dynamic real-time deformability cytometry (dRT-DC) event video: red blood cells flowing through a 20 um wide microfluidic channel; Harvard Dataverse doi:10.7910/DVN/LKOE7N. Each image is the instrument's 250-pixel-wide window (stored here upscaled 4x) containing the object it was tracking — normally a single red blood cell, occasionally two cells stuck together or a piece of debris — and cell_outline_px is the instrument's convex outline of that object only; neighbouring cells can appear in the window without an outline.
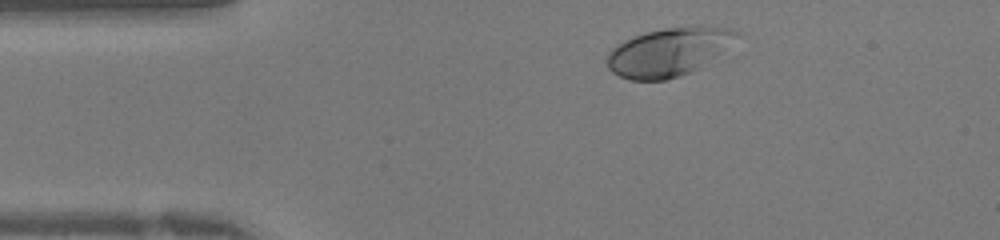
{"species": "human", "species_latin": "Homo sapiens", "temperature_condition": "warm", "stored_images_in_passage": 38, "camera_frame_rate_fps": 3000, "um_per_image_px": 0.085, "donor": {"sex": "female"}, "frame": {"image": 1, "passage_image": 3, "time_ms": 0.667, "image_size_px": [1000, 240], "cell_outline_px": [[740, 32], [700, 68], [692, 72], [680, 76], [664, 80], [628, 80], [612, 72], [608, 68], [608, 52], [612, 48], [624, 40], [632, 36], [664, 28], [700, 24], [732, 28]], "centroid_in_image_um": [56.78, 4.4], "position_along_channel_um": 28.2, "area_um2": 36.18}}
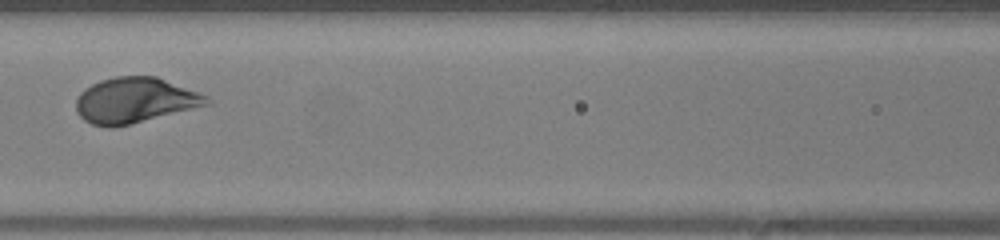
{"frame": {"image": 2, "passage_image": 14, "time_ms": 4.333, "image_size_px": [1000, 240], "cell_outline_px": [[212, 104], [132, 124], [112, 128], [108, 128], [92, 124], [84, 120], [76, 112], [76, 100], [80, 92], [84, 88], [100, 80], [116, 76], [156, 76], [200, 92], [208, 96]], "centroid_in_image_um": [11.48, 8.53], "position_along_channel_um": 155.1, "area_um2": 35.03}}
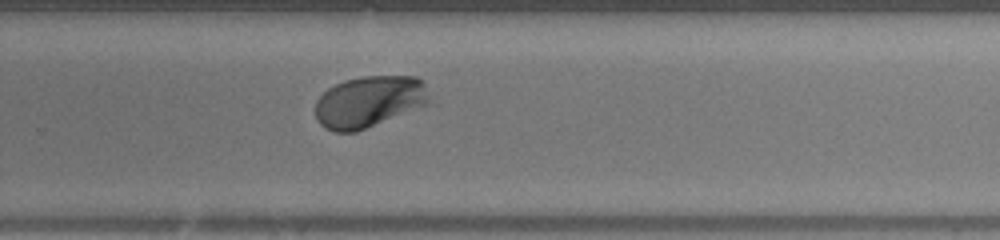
{"frame": {"image": 3, "passage_image": 23, "time_ms": 7.333, "image_size_px": [1000, 240], "cell_outline_px": [[440, 104], [356, 132], [336, 132], [320, 124], [316, 116], [316, 100], [328, 88], [344, 80], [364, 76], [416, 76], [424, 80]], "centroid_in_image_um": [31.62, 8.65], "position_along_channel_um": 298.2, "area_um2": 36.13}}